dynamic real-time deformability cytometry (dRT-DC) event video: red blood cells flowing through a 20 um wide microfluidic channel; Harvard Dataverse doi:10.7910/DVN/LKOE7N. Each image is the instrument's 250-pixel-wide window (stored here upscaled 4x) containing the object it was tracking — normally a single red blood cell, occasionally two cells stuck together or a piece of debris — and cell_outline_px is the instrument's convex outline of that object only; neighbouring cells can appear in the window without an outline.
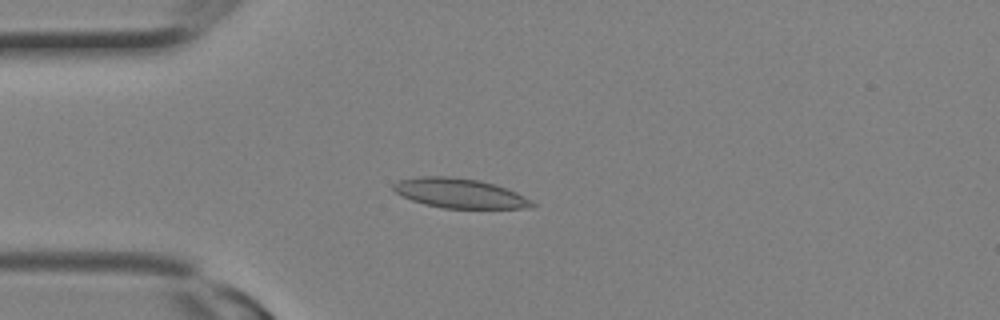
{"species": "Egyptian fruit bat (a non-hibernating species)", "species_latin": "Rousettus aegyptiacus", "temperature_condition": "room temperature", "stored_images_in_passage": 2, "camera_frame_rate_fps": 3000, "um_per_image_px": 0.085, "animal": {"sex": "female"}, "frame": {"image": 1, "passage_image": 2, "time_ms": 0.333, "image_size_px": [1000, 320], "cell_outline_px": [[536, 204], [532, 208], [444, 208], [424, 204], [412, 200], [396, 192], [392, 188], [392, 184], [400, 180], [420, 176], [452, 176], [480, 180], [496, 184], [516, 192], [532, 200]], "centroid_in_image_um": [39.1, 16.42], "position_along_channel_um": 45.9, "area_um2": 23.99}}